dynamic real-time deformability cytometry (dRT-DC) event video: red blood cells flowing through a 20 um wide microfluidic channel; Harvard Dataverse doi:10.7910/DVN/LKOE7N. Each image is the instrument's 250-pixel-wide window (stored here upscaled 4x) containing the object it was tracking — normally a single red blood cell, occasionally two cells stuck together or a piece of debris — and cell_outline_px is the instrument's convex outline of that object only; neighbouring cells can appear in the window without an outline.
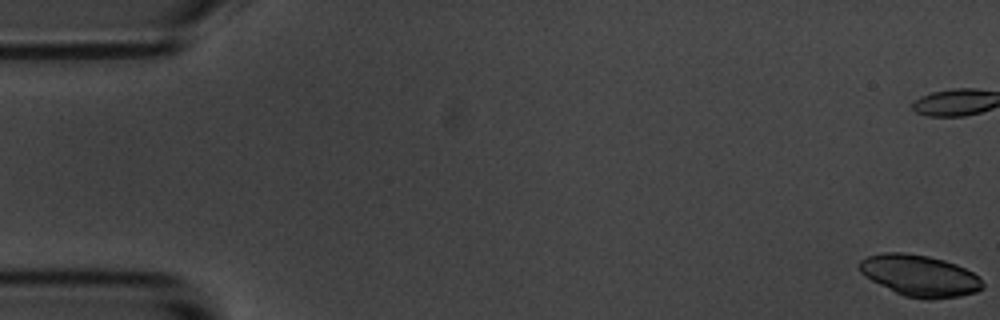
{"species": "common noctule bat (a hibernating species)", "species_latin": "Nyctalus noctula", "temperature_condition": "room temperature", "stored_images_in_passage": 57, "segment_of_instrument_passage": [1, 2], "camera_frame_rate_fps": 3000, "um_per_image_px": 0.085, "animal": {"sex": "male", "body_mass_g": 20.1, "forearm_length_mm": 53.5}, "frame": {"image": 1, "passage_image": 1, "time_ms": 0.0, "image_size_px": [1000, 320], "cell_outline_px": [[984, 288], [976, 292], [960, 296], [932, 300], [924, 300], [904, 296], [864, 276], [860, 272], [860, 260], [868, 256], [884, 252], [904, 252], [928, 256], [944, 260], [956, 264], [972, 272], [984, 284]], "centroid_in_image_um": [78.18, 23.44], "position_along_channel_um": 6.8, "area_um2": 29.65}}